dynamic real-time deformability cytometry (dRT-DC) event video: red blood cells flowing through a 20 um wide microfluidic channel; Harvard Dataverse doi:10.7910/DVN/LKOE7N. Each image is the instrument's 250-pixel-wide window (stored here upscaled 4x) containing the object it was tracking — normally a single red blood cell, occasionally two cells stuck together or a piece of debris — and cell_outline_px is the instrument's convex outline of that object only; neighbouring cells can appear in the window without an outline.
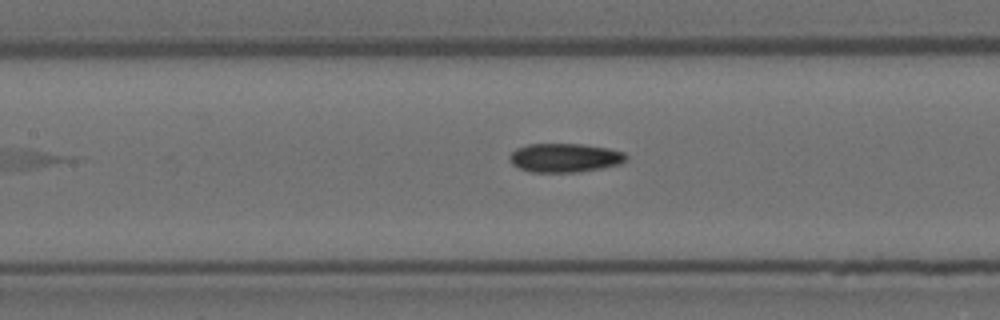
{"species": "Egyptian fruit bat (a non-hibernating species)", "species_latin": "Rousettus aegyptiacus", "temperature_condition": "room temperature", "stored_images_in_passage": 6, "camera_frame_rate_fps": 3000, "um_per_image_px": 0.085, "animal": {"sex": "female"}, "frame": {"image": 1, "passage_image": 6, "time_ms": 1.667, "image_size_px": [1000, 320], "cell_outline_px": [[628, 160], [620, 164], [580, 172], [528, 172], [512, 164], [508, 160], [508, 156], [516, 148], [528, 144], [584, 144], [608, 148], [624, 152], [628, 156]], "centroid_in_image_um": [48.0, 13.41], "position_along_channel_um": 159.4, "area_um2": 19.83}}